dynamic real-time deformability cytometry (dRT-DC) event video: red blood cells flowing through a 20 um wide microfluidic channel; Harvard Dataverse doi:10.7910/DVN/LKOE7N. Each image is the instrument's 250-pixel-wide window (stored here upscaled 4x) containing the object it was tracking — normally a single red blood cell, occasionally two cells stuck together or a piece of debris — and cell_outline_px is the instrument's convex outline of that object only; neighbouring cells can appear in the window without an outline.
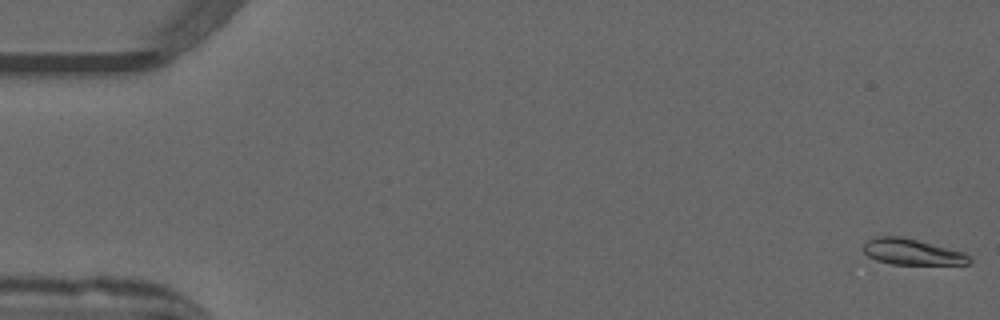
{"species": "common noctule bat (a hibernating species)", "species_latin": "Nyctalus noctula", "temperature_condition": "warm", "stored_images_in_passage": 8, "camera_frame_rate_fps": 3000, "um_per_image_px": 0.085, "animal": {"sex": "male", "forearm_length_mm": 52.5}, "frame": {"image": 1, "passage_image": 1, "time_ms": 0.0, "image_size_px": [1000, 320], "cell_outline_px": [[972, 260], [968, 264], [892, 264], [876, 260], [868, 256], [860, 248], [868, 240], [876, 236], [900, 236], [964, 252], [972, 256]], "centroid_in_image_um": [77.51, 21.41], "position_along_channel_um": 7.5, "area_um2": 16.01}}